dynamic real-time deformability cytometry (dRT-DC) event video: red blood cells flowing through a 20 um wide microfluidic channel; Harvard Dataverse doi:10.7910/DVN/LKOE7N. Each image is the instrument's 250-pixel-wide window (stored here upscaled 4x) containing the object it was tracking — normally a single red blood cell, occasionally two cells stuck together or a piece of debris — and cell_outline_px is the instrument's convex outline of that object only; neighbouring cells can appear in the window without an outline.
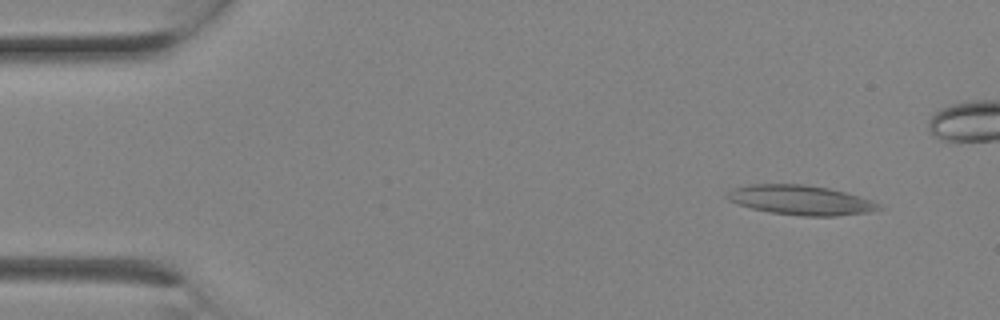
{"species": "Egyptian fruit bat (a non-hibernating species)", "species_latin": "Rousettus aegyptiacus", "temperature_condition": "room temperature", "stored_images_in_passage": 3, "camera_frame_rate_fps": 3000, "um_per_image_px": 0.085, "animal": {"sex": "female"}, "frame": {"image": 1, "passage_image": 1, "time_ms": 0.0, "image_size_px": [1000, 320], "cell_outline_px": [[884, 208], [868, 212], [836, 216], [804, 216], [768, 212], [752, 208], [728, 200], [724, 196], [732, 188], [748, 184], [804, 184], [828, 188], [844, 192], [872, 200], [880, 204]], "centroid_in_image_um": [68.04, 17.0], "position_along_channel_um": 17.0, "area_um2": 26.18}}